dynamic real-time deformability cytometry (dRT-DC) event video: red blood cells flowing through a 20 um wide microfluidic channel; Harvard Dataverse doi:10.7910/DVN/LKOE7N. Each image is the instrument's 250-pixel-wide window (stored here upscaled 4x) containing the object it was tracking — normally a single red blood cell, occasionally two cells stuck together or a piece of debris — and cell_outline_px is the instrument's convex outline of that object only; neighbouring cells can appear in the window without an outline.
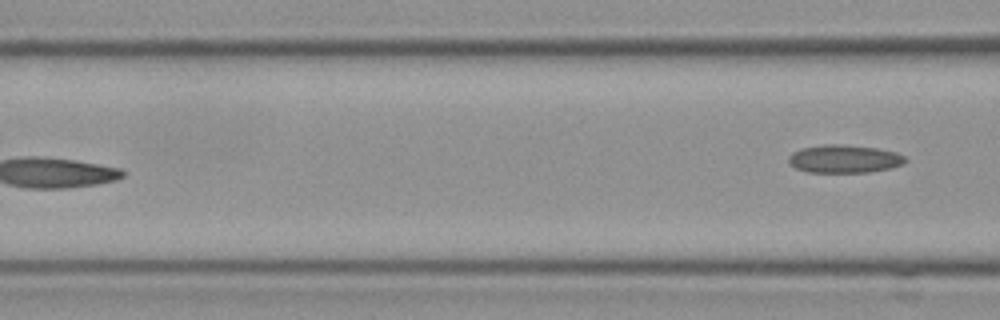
{"species": "Egyptian fruit bat (a non-hibernating species)", "species_latin": "Rousettus aegyptiacus", "temperature_condition": "cold", "stored_images_in_passage": 7, "camera_frame_rate_fps": 3000, "um_per_image_px": 0.085, "frame": {"image": 1, "passage_image": 7, "time_ms": 2.0, "image_size_px": [1000, 320], "cell_outline_px": [[908, 160], [904, 164], [892, 168], [868, 172], [808, 172], [796, 168], [788, 160], [788, 156], [792, 152], [800, 148], [824, 144], [840, 144], [876, 148], [896, 152], [904, 156]], "centroid_in_image_um": [71.78, 13.5], "position_along_channel_um": 94.8, "area_um2": 19.13}}